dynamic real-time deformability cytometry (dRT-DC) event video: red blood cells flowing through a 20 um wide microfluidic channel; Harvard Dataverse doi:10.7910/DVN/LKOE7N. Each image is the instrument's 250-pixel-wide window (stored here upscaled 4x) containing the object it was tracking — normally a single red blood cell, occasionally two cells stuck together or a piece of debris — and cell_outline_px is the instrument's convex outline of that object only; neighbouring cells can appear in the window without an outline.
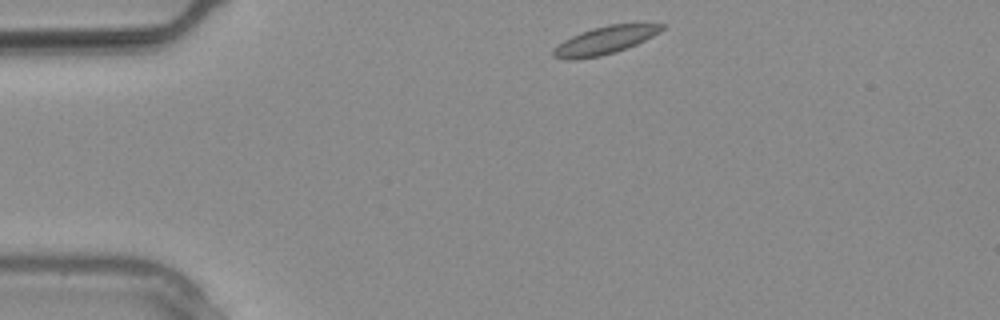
{"species": "common noctule bat (a hibernating species)", "species_latin": "Nyctalus noctula", "temperature_condition": "warm", "stored_images_in_passage": 24, "camera_frame_rate_fps": 3000, "um_per_image_px": 0.085, "animal": {"sex": "male", "body_mass_g": 20.4}, "frame": {"image": 1, "passage_image": 1, "time_ms": 0.0, "image_size_px": [1000, 320], "cell_outline_px": [[668, 24], [660, 32], [636, 44], [616, 52], [600, 56], [576, 60], [564, 60], [552, 56], [552, 52], [564, 40], [580, 32], [592, 28], [608, 24]], "centroid_in_image_um": [51.4, 3.43], "position_along_channel_um": 33.6, "area_um2": 17.51}}